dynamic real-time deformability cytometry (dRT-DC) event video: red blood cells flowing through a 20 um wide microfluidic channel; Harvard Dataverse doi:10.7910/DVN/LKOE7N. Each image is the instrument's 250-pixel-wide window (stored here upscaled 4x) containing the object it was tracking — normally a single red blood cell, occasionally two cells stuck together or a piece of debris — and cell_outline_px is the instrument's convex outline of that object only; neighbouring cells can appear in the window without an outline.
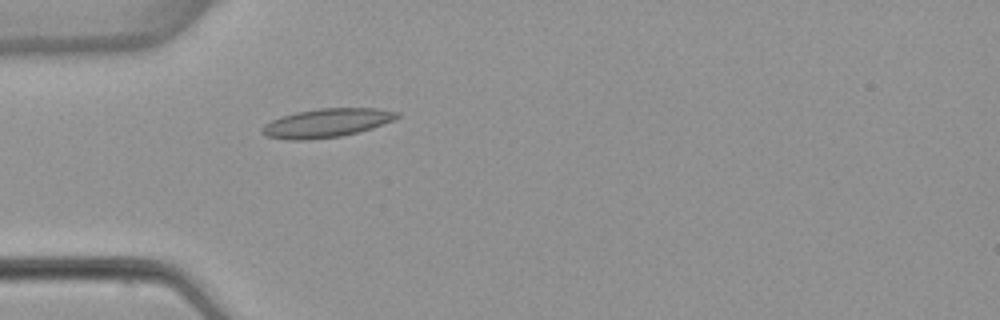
{"species": "common noctule bat (a hibernating species)", "species_latin": "Nyctalus noctula", "temperature_condition": "warm", "stored_images_in_passage": 4, "camera_frame_rate_fps": 3000, "um_per_image_px": 0.085, "animal": {"sex": "female", "body_mass_g": 22.7, "forearm_length_mm": 54.2}, "frame": {"image": 1, "passage_image": 4, "time_ms": 4.333, "image_size_px": [1000, 320], "cell_outline_px": [[400, 116], [392, 120], [372, 128], [340, 136], [308, 140], [288, 140], [268, 136], [260, 132], [260, 128], [264, 124], [280, 116], [296, 112], [320, 108], [376, 108], [400, 112]], "centroid_in_image_um": [27.73, 10.44], "position_along_channel_um": 57.3, "area_um2": 22.54}}